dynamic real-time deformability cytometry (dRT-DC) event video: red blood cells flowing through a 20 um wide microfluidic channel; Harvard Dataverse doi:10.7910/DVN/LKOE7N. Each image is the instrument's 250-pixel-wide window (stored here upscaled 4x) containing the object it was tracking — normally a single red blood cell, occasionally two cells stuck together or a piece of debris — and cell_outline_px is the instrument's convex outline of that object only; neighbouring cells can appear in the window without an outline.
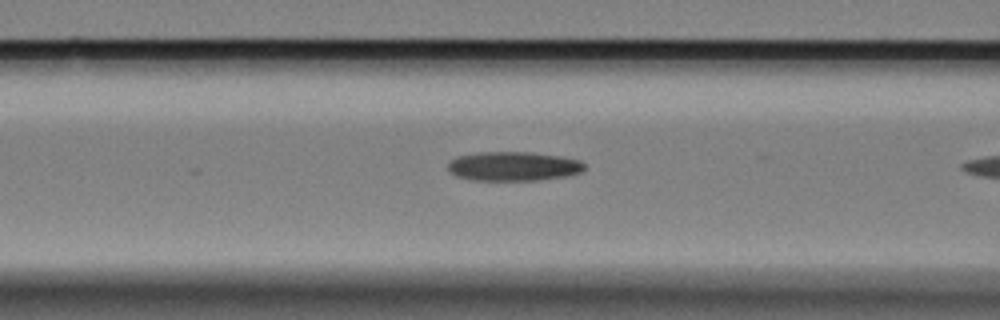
{"species": "Egyptian fruit bat (a non-hibernating species)", "species_latin": "Rousettus aegyptiacus", "temperature_condition": "cold", "stored_images_in_passage": 33, "camera_frame_rate_fps": 3000, "um_per_image_px": 0.085, "animal": {"sex": "female"}, "frame": {"image": 1, "passage_image": 9, "time_ms": 2.667, "image_size_px": [1000, 320], "cell_outline_px": [[584, 168], [580, 172], [564, 176], [540, 180], [472, 180], [456, 176], [448, 168], [448, 164], [452, 160], [460, 156], [476, 152], [532, 152], [580, 160], [584, 164]], "centroid_in_image_um": [43.62, 14.13], "position_along_channel_um": 123.0, "area_um2": 22.95}}
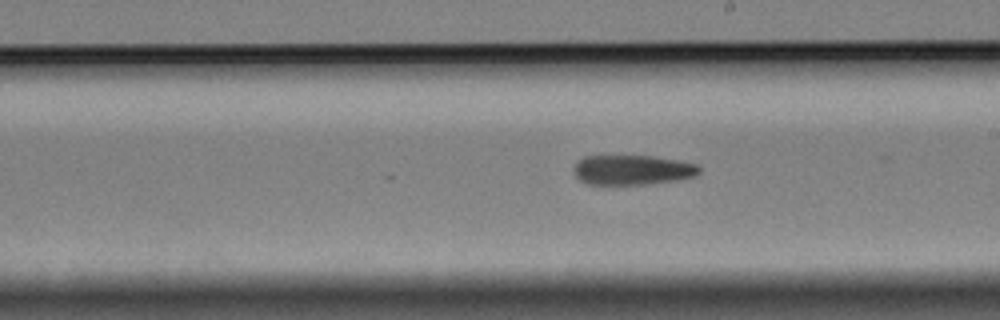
{"frame": {"image": 2, "passage_image": 19, "time_ms": 6.0, "image_size_px": [1000, 320], "cell_outline_px": [[700, 172], [696, 176], [676, 180], [648, 184], [588, 184], [580, 180], [576, 176], [572, 168], [584, 156], [652, 156], [676, 160], [696, 164], [700, 168]], "centroid_in_image_um": [53.75, 14.44], "position_along_channel_um": 235.2, "area_um2": 21.68}}
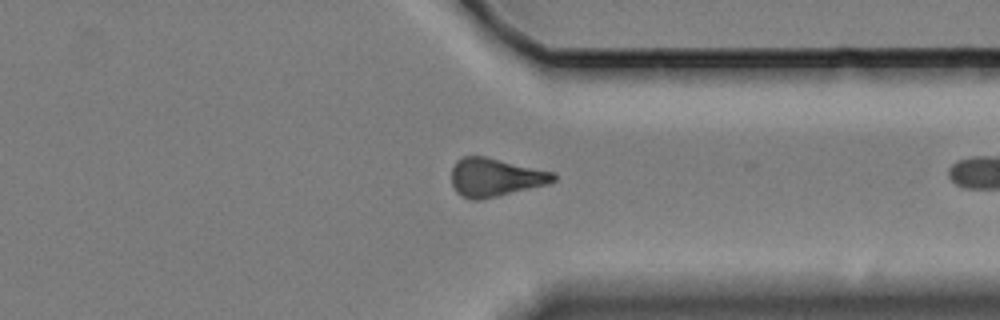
{"frame": {"image": 3, "passage_image": 31, "time_ms": 10.0, "image_size_px": [1000, 320], "cell_outline_px": [[556, 180], [548, 184], [480, 200], [468, 200], [456, 192], [452, 184], [452, 168], [456, 160], [464, 156], [484, 156], [556, 172]], "centroid_in_image_um": [42.09, 15.07], "position_along_channel_um": 369.3, "area_um2": 22.89}}